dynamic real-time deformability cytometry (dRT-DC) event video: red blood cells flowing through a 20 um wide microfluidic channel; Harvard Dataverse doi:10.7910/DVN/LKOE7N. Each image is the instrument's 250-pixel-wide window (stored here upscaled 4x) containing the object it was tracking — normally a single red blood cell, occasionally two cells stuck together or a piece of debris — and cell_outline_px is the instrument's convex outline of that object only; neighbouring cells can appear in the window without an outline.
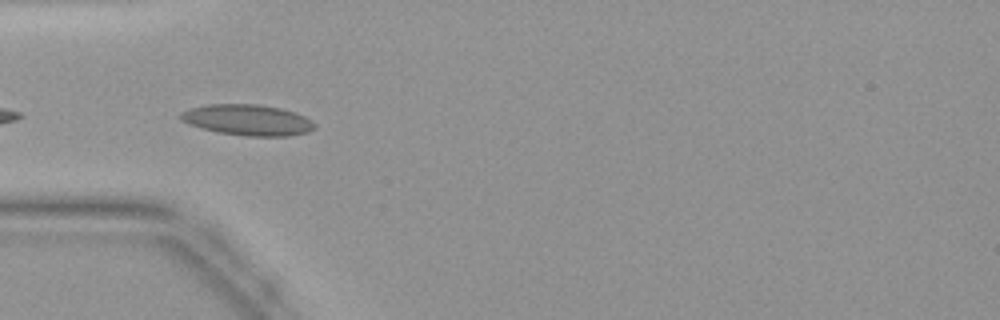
{"species": "common noctule bat (a hibernating species)", "species_latin": "Nyctalus noctula", "temperature_condition": "warm", "stored_images_in_passage": 36, "camera_frame_rate_fps": 3000, "um_per_image_px": 0.085, "animal": {"sex": "female", "body_mass_g": 19.9}, "frame": {"image": 1, "passage_image": 6, "time_ms": 1.667, "image_size_px": [1000, 320], "cell_outline_px": [[316, 128], [308, 132], [288, 136], [244, 136], [220, 132], [200, 128], [188, 124], [180, 120], [180, 112], [192, 108], [208, 104], [260, 104], [280, 108], [296, 112], [312, 120], [316, 124]], "centroid_in_image_um": [21.07, 10.2], "position_along_channel_um": 63.9, "area_um2": 24.28}}